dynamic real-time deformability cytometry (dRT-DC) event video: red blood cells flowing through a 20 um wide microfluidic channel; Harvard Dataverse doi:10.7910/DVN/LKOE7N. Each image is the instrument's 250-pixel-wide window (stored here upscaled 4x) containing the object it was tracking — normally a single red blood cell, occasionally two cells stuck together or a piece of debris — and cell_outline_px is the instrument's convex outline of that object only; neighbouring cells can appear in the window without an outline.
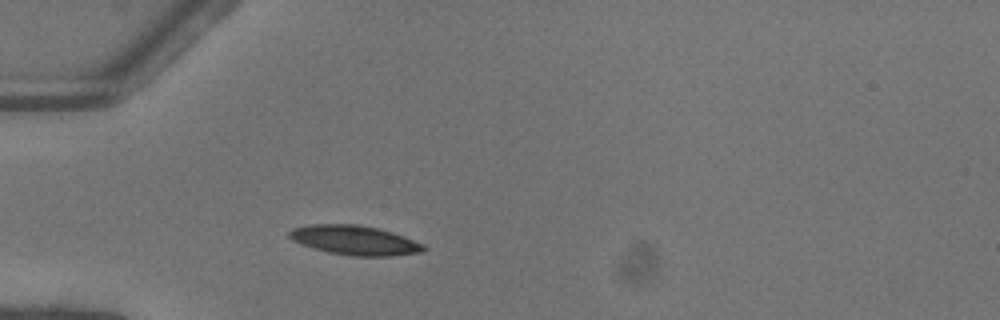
{"species": "common noctule bat (a hibernating species)", "species_latin": "Nyctalus noctula", "temperature_condition": "warm", "stored_images_in_passage": 44, "camera_frame_rate_fps": 3000, "um_per_image_px": 0.085, "animal": {"sex": "female"}, "frame": {"image": 1, "passage_image": 9, "time_ms": 2.667, "image_size_px": [1000, 320], "cell_outline_px": [[428, 248], [424, 252], [392, 256], [352, 256], [328, 252], [292, 240], [288, 236], [288, 232], [292, 228], [308, 224], [356, 224], [376, 228], [392, 232], [404, 236], [424, 244]], "centroid_in_image_um": [30.19, 20.42], "position_along_channel_um": 54.8, "area_um2": 23.06}}
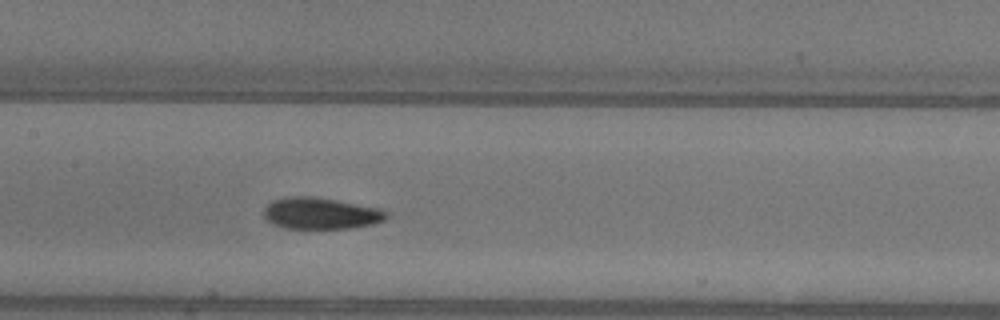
{"frame": {"image": 2, "passage_image": 19, "time_ms": 6.0, "image_size_px": [1000, 320], "cell_outline_px": [[388, 216], [384, 220], [372, 224], [348, 228], [284, 228], [272, 224], [264, 216], [264, 208], [272, 200], [288, 196], [312, 196], [380, 208], [388, 212]], "centroid_in_image_um": [27.24, 18.13], "position_along_channel_um": 180.2, "area_um2": 22.43}}
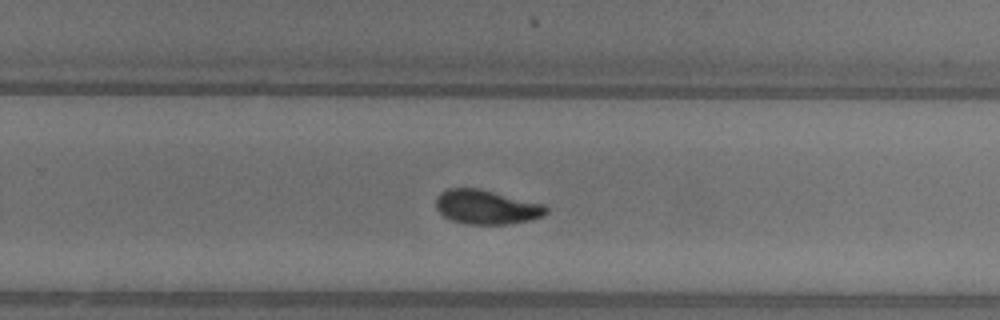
{"frame": {"image": 3, "passage_image": 27, "time_ms": 8.667, "image_size_px": [1000, 320], "cell_outline_px": [[548, 212], [544, 216], [528, 220], [504, 224], [464, 224], [452, 220], [444, 216], [436, 208], [436, 196], [440, 192], [448, 188], [480, 188], [544, 204], [548, 208]], "centroid_in_image_um": [41.34, 17.59], "position_along_channel_um": 288.5, "area_um2": 22.08}, "authors_computed_cell_mechanics": {"area_um2": 22.0796, "velocity_mm_per_s": 4.0841, "shape_relaxation_time_tau1_ms": 4.555, "shape_relaxation_time_tau2_ms": 1.7495, "deformation_change_tau1": 0.1642, "deformation_change_tau2": 0.0628}}